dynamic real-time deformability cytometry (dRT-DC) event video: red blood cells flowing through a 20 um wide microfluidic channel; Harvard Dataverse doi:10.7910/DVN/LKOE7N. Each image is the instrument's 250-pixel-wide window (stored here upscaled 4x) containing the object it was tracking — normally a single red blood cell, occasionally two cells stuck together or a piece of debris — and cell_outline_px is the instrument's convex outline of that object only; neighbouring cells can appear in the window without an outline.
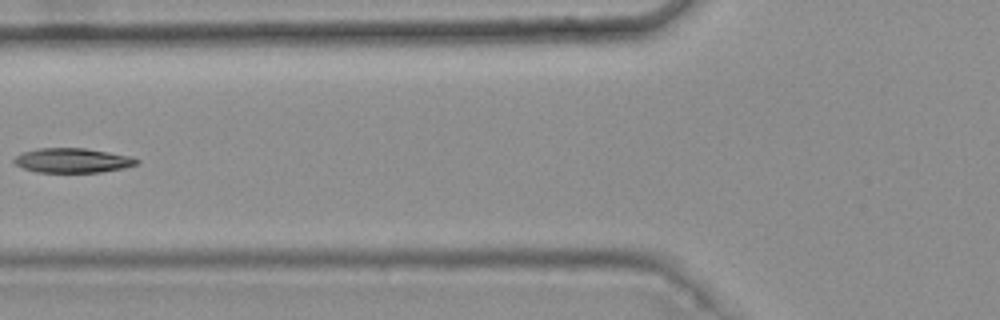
{"species": "common noctule bat (a hibernating species)", "species_latin": "Nyctalus noctula", "temperature_condition": "warm", "stored_images_in_passage": 8, "camera_frame_rate_fps": 3000, "um_per_image_px": 0.085, "animal": {"sex": "female", "body_mass_g": 25.1}, "frame": {"image": 1, "passage_image": 7, "time_ms": 2.0, "image_size_px": [1000, 320], "cell_outline_px": [[140, 160], [136, 164], [124, 168], [100, 172], [36, 172], [24, 168], [16, 164], [12, 160], [20, 152], [36, 148], [84, 148], [132, 156]], "centroid_in_image_um": [6.15, 13.63], "position_along_channel_um": 119.7, "area_um2": 17.57}}
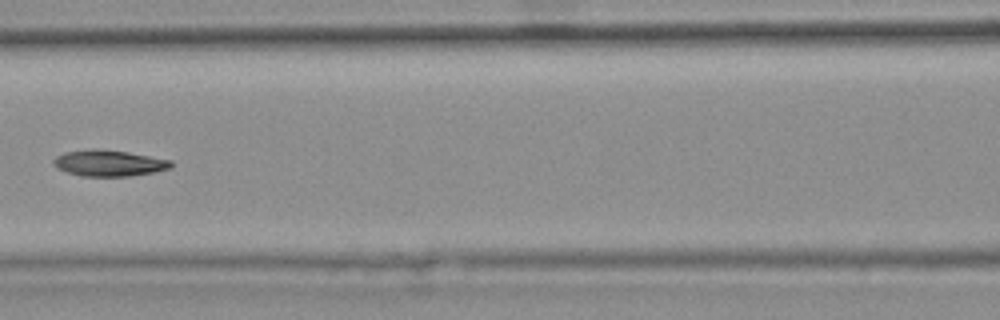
{"frame": {"image": 2, "passage_image": 8, "time_ms": 2.333, "image_size_px": [1000, 320], "cell_outline_px": [[172, 168], [152, 172], [128, 176], [80, 176], [56, 168], [52, 164], [52, 160], [56, 156], [64, 152], [92, 148], [96, 148], [128, 152], [172, 160]], "centroid_in_image_um": [9.22, 13.85], "position_along_channel_um": 157.4, "area_um2": 18.03}}